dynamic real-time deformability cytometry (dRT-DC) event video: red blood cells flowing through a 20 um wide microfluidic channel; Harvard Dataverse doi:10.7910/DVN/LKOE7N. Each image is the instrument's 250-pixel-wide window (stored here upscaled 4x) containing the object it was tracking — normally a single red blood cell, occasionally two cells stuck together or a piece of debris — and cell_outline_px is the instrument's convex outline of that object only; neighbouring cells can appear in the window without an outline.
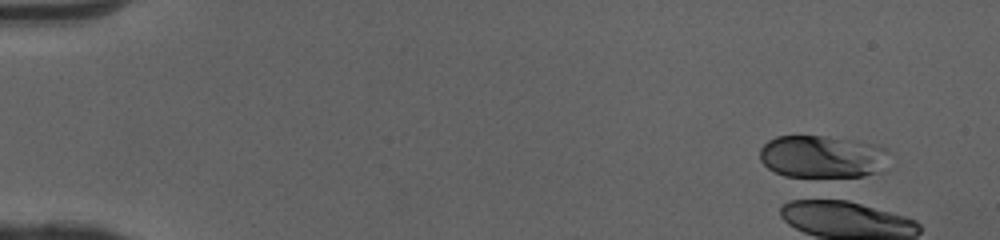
{"species": "human", "species_latin": "Homo sapiens", "temperature_condition": "cold", "stored_images_in_passage": 1, "camera_frame_rate_fps": 3000, "um_per_image_px": 0.085, "donor": {"sex": "female"}, "frame": {"image": 1, "passage_image": 1, "time_ms": 0.0, "image_size_px": [1000, 240], "cell_outline_px": [[892, 168], [884, 172], [864, 176], [784, 176], [768, 168], [760, 160], [760, 148], [768, 140], [776, 136], [828, 136], [876, 144], [884, 148], [888, 152]], "centroid_in_image_um": [70.0, 13.32], "position_along_channel_um": 15.0, "area_um2": 32.71}}